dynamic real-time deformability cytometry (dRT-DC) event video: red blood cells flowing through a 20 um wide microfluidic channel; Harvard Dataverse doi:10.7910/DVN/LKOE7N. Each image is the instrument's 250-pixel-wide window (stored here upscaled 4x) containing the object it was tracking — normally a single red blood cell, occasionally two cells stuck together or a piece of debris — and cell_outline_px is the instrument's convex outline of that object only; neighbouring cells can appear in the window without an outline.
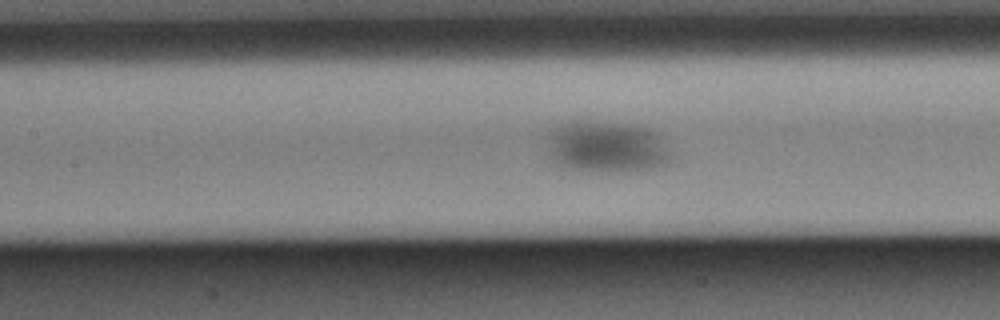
{"species": "Egyptian fruit bat (a non-hibernating species)", "species_latin": "Rousettus aegyptiacus", "temperature_condition": "warm", "stored_images_in_passage": 6, "camera_frame_rate_fps": 3000, "um_per_image_px": 0.085, "animal": {"sex": "male"}, "frame": {"image": 1, "passage_image": 6, "time_ms": 1.667, "image_size_px": [1000, 320], "cell_outline_px": [[668, 160], [664, 164], [648, 168], [572, 168], [560, 164], [552, 160], [552, 132], [560, 128], [572, 124], [592, 124], [636, 128], [652, 132], [656, 136], [668, 152]], "centroid_in_image_um": [51.58, 12.52], "position_along_channel_um": 155.8, "area_um2": 32.08}}